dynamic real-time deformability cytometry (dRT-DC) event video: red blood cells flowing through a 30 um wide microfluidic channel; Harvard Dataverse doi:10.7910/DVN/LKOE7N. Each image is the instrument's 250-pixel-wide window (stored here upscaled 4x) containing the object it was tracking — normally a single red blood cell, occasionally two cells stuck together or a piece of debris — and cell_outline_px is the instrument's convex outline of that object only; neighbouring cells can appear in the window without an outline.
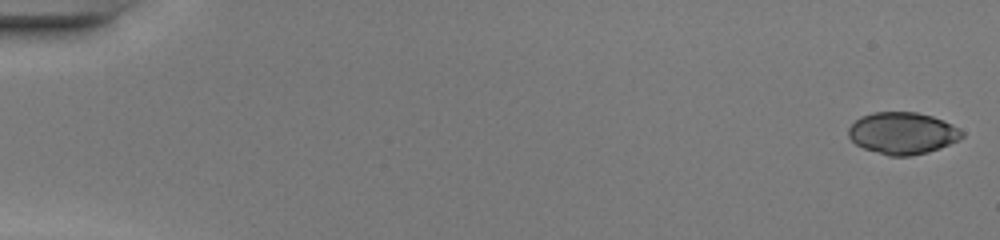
{"species": "common noctule bat (a hibernating species)", "species_latin": "Nyctalus noctula", "temperature_condition": "warm", "stored_images_in_passage": 13, "camera_frame_rate_fps": 3000, "um_per_image_px": 0.085, "animal": {"sex": "female", "body_mass_g": 20.0, "forearm_length_mm": 54.0}, "frame": {"image": 1, "passage_image": 1, "time_ms": 0.0, "image_size_px": [1000, 240], "cell_outline_px": [[964, 136], [960, 140], [940, 148], [928, 152], [912, 156], [888, 156], [864, 148], [856, 144], [848, 136], [848, 128], [860, 116], [872, 112], [916, 112], [932, 116], [944, 120], [952, 124], [964, 132]], "centroid_in_image_um": [76.73, 11.32], "position_along_channel_um": 8.3, "area_um2": 27.92}}
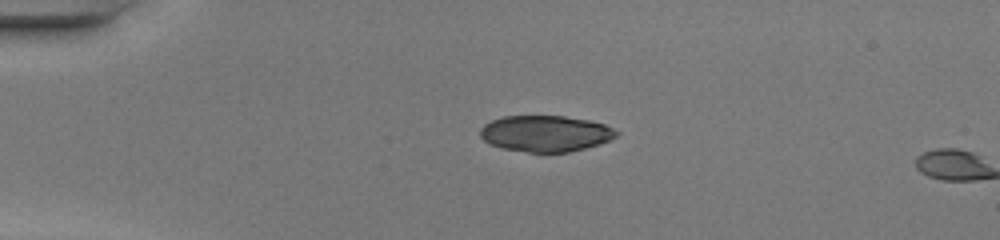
{"frame": {"image": 2, "passage_image": 12, "time_ms": 3.667, "image_size_px": [1000, 240], "cell_outline_px": [[620, 132], [616, 136], [608, 140], [584, 148], [568, 152], [528, 152], [504, 148], [488, 144], [480, 136], [480, 128], [484, 124], [492, 120], [504, 116], [564, 116], [588, 120], [604, 124]], "centroid_in_image_um": [46.33, 11.34], "position_along_channel_um": 38.7, "area_um2": 28.5}}